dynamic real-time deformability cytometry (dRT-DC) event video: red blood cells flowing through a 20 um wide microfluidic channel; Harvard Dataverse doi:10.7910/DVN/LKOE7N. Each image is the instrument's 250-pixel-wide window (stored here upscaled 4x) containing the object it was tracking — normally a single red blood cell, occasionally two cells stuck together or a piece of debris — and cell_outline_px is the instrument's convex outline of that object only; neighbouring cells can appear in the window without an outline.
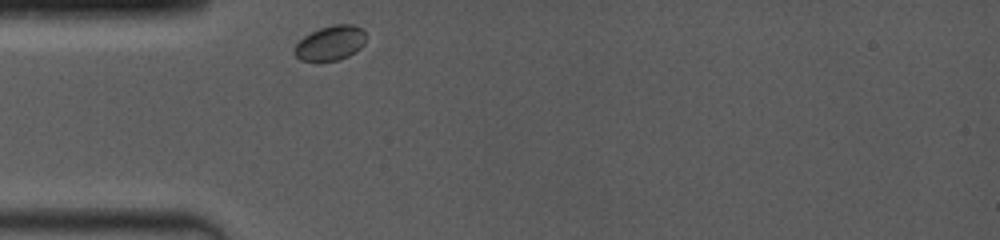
{"species": "common noctule bat (a hibernating species)", "species_latin": "Nyctalus noctula", "temperature_condition": "room temperature", "stored_images_in_passage": 19, "camera_frame_rate_fps": 4000, "um_per_image_px": 0.085, "animal": {"sex": "female", "body_mass_g": 19.0, "forearm_length_mm": 53.3}, "frame": {"image": 1, "passage_image": 1, "time_ms": 0.0, "image_size_px": [1000, 240], "cell_outline_px": [[364, 44], [356, 52], [340, 60], [300, 60], [296, 56], [296, 44], [304, 36], [320, 28], [336, 24], [352, 24], [364, 28]], "centroid_in_image_um": [28.13, 3.64], "position_along_channel_um": 56.9, "area_um2": 14.22}}
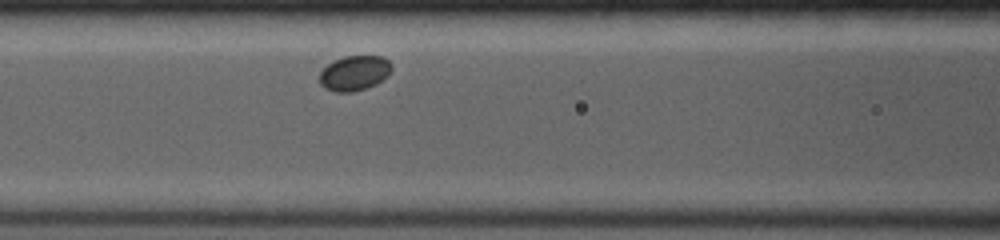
{"frame": {"image": 2, "passage_image": 10, "time_ms": 2.25, "image_size_px": [1000, 240], "cell_outline_px": [[392, 68], [388, 76], [376, 84], [352, 92], [336, 92], [324, 88], [320, 84], [320, 72], [332, 60], [344, 56], [380, 56], [388, 60], [392, 64]], "centroid_in_image_um": [30.12, 6.2], "position_along_channel_um": 136.5, "area_um2": 14.74}}
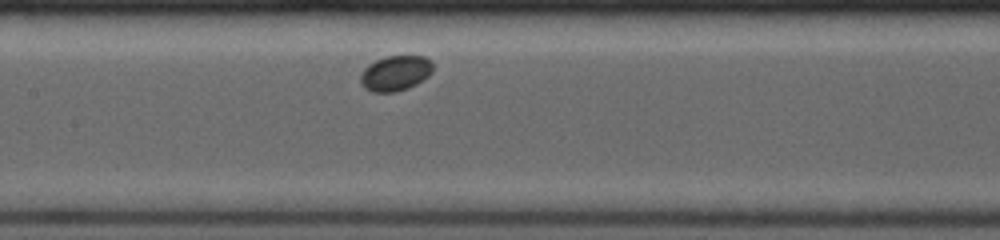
{"frame": {"image": 3, "passage_image": 15, "time_ms": 3.25, "image_size_px": [1000, 240], "cell_outline_px": [[432, 72], [428, 76], [416, 84], [408, 88], [396, 92], [372, 92], [364, 88], [360, 84], [360, 72], [368, 64], [384, 56], [424, 56], [432, 60]], "centroid_in_image_um": [33.58, 6.22], "position_along_channel_um": 173.8, "area_um2": 15.09}}